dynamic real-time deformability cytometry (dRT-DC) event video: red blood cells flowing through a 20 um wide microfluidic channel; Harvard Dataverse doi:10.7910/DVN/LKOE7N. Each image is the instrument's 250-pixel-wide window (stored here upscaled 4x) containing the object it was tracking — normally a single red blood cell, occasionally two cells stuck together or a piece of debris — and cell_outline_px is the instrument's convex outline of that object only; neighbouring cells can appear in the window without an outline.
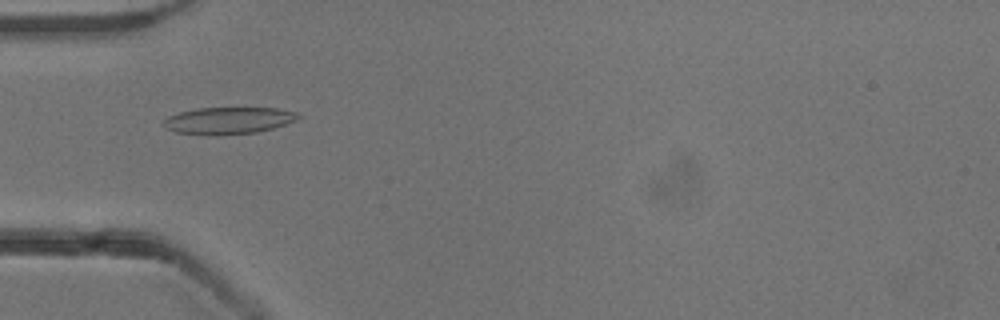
{"species": "common noctule bat (a hibernating species)", "species_latin": "Nyctalus noctula", "temperature_condition": "cold", "stored_images_in_passage": 7, "camera_frame_rate_fps": 3000, "um_per_image_px": 0.085, "animal": {"sex": "male", "body_mass_g": 13.3}, "frame": {"image": 1, "passage_image": 5, "time_ms": 4.667, "image_size_px": [1000, 320], "cell_outline_px": [[300, 116], [296, 120], [272, 128], [256, 132], [216, 136], [212, 136], [176, 132], [164, 128], [160, 124], [168, 116], [180, 112], [196, 108], [276, 108], [300, 112]], "centroid_in_image_um": [19.37, 10.25], "position_along_channel_um": 65.6, "area_um2": 21.33}}
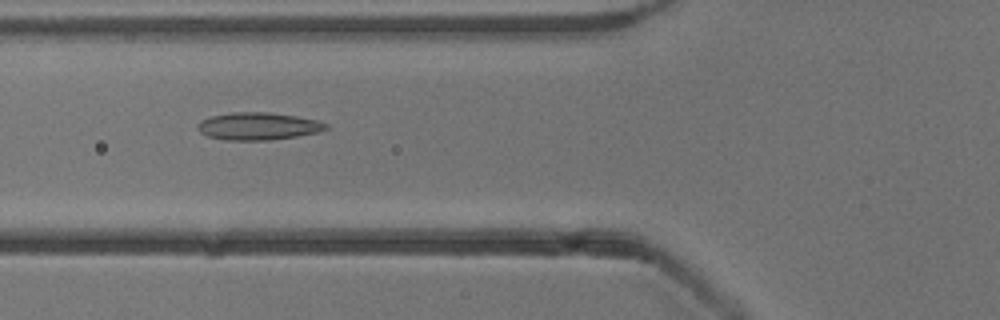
{"frame": {"image": 2, "passage_image": 6, "time_ms": 5.667, "image_size_px": [1000, 320], "cell_outline_px": [[328, 128], [320, 132], [272, 140], [224, 140], [208, 136], [200, 132], [196, 128], [196, 124], [200, 120], [212, 116], [232, 112], [272, 112], [320, 120], [328, 124]], "centroid_in_image_um": [21.95, 10.72], "position_along_channel_um": 103.8, "area_um2": 20.81}}
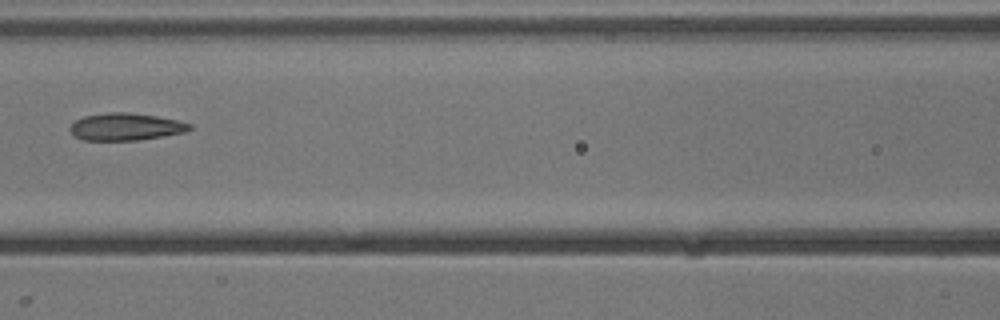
{"frame": {"image": 3, "passage_image": 7, "time_ms": 7.0, "image_size_px": [1000, 320], "cell_outline_px": [[192, 128], [184, 132], [136, 140], [84, 140], [76, 136], [68, 128], [76, 120], [84, 116], [108, 112], [128, 112], [156, 116], [180, 120], [192, 124]], "centroid_in_image_um": [10.7, 10.76], "position_along_channel_um": 155.9, "area_um2": 18.84}}